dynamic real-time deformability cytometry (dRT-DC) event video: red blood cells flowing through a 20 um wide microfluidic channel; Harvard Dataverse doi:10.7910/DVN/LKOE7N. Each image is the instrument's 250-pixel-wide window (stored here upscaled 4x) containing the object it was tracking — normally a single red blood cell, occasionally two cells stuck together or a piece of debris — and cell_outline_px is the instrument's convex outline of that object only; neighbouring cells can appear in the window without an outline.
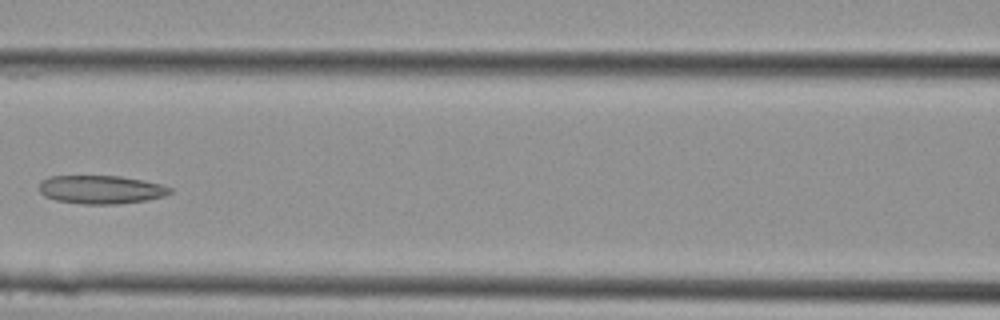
{"species": "Egyptian fruit bat (a non-hibernating species)", "species_latin": "Rousettus aegyptiacus", "temperature_condition": "cold", "stored_images_in_passage": 11, "camera_frame_rate_fps": 3000, "um_per_image_px": 0.085, "animal": {"sex": "female"}, "frame": {"image": 1, "passage_image": 10, "time_ms": 3.0, "image_size_px": [1000, 320], "cell_outline_px": [[172, 192], [164, 196], [148, 200], [116, 204], [84, 204], [56, 200], [44, 196], [40, 192], [40, 184], [48, 176], [120, 176], [160, 184], [172, 188]], "centroid_in_image_um": [8.59, 16.12], "position_along_channel_um": 158.0, "area_um2": 21.5}}